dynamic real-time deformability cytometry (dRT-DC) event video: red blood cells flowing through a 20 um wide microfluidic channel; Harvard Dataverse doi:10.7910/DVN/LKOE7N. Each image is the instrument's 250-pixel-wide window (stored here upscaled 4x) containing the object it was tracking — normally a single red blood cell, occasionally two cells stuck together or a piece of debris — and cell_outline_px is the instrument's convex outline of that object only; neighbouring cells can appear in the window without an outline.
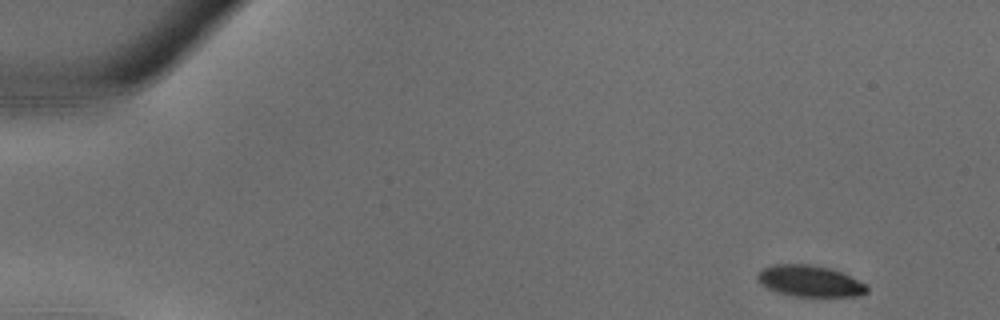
{"species": "common noctule bat (a hibernating species)", "species_latin": "Nyctalus noctula", "temperature_condition": "warm", "stored_images_in_passage": 33, "camera_frame_rate_fps": 3000, "um_per_image_px": 0.085, "animal": {"sex": "male", "body_mass_g": 18.8}, "frame": {"image": 1, "passage_image": 1, "time_ms": 0.0, "image_size_px": [1000, 320], "cell_outline_px": [[868, 292], [860, 296], [796, 296], [780, 292], [768, 288], [760, 284], [756, 276], [760, 268], [776, 264], [812, 264], [828, 268], [840, 272], [868, 284]], "centroid_in_image_um": [68.84, 23.88], "position_along_channel_um": 16.2, "area_um2": 19.94}}
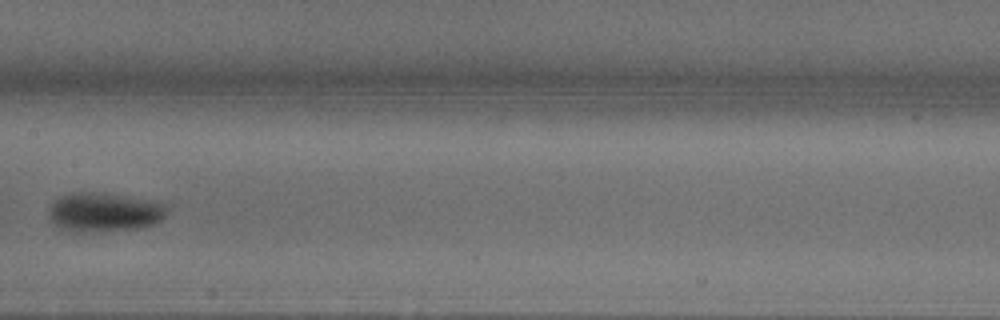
{"frame": {"image": 2, "passage_image": 17, "time_ms": 5.333, "image_size_px": [1000, 320], "cell_outline_px": [[164, 216], [160, 220], [152, 224], [136, 228], [88, 232], [68, 232], [56, 224], [52, 220], [48, 208], [60, 196], [72, 192], [104, 192], [148, 200], [164, 204]], "centroid_in_image_um": [8.79, 18.02], "position_along_channel_um": 198.6, "area_um2": 26.53}}
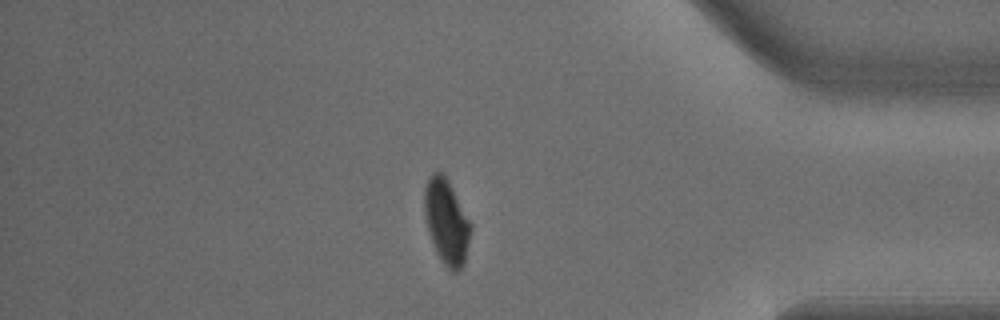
{"frame": {"image": 3, "passage_image": 29, "time_ms": 9.333, "image_size_px": [1000, 320], "cell_outline_px": [[472, 228], [464, 264], [456, 272], [452, 272], [444, 264], [436, 252], [428, 228], [424, 212], [424, 188], [432, 172], [440, 172], [448, 180], [472, 224]], "centroid_in_image_um": [37.96, 18.85], "position_along_channel_um": 397.2, "area_um2": 22.66}}